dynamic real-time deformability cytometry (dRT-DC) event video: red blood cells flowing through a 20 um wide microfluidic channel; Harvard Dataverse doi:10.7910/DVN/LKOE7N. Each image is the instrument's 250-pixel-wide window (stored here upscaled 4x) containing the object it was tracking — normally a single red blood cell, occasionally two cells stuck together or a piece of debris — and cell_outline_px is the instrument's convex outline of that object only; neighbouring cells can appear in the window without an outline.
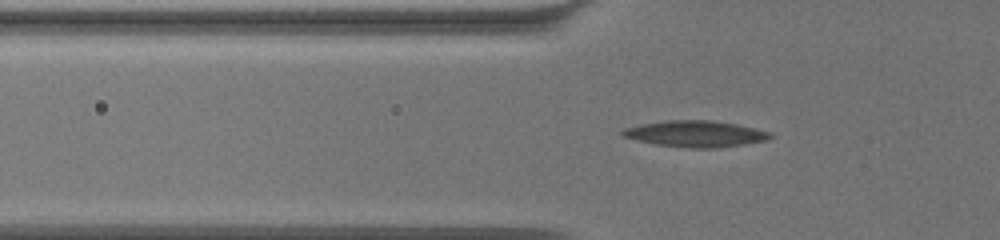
{"species": "common noctule bat (a hibernating species)", "species_latin": "Nyctalus noctula", "temperature_condition": "warm", "stored_images_in_passage": 43, "camera_frame_rate_fps": 3000, "um_per_image_px": 0.085, "animal": {"sex": "female", "body_mass_g": 19.5, "forearm_length_mm": 54.1}, "frame": {"image": 1, "passage_image": 2, "time_ms": 0.333, "image_size_px": [1000, 240], "cell_outline_px": [[772, 136], [768, 140], [744, 144], [716, 148], [688, 148], [656, 144], [636, 140], [624, 136], [620, 132], [624, 128], [640, 124], [664, 120], [712, 120], [736, 124], [768, 132]], "centroid_in_image_um": [59.08, 11.37], "position_along_channel_um": 66.7, "area_um2": 22.48}}
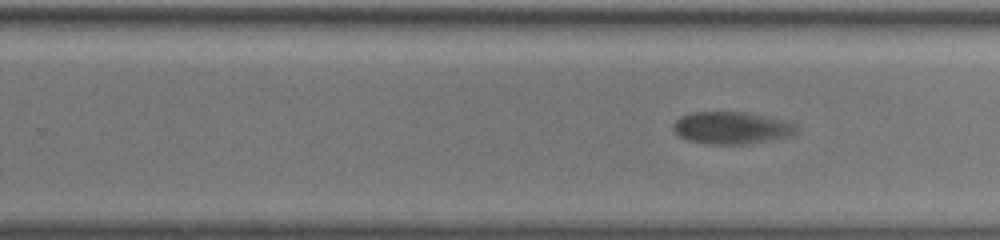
{"frame": {"image": 2, "passage_image": 21, "time_ms": 6.667, "image_size_px": [1000, 240], "cell_outline_px": [[800, 128], [792, 136], [772, 140], [748, 144], [704, 144], [688, 140], [672, 132], [672, 124], [680, 116], [692, 112], [748, 112], [784, 120], [796, 124]], "centroid_in_image_um": [62.19, 10.87], "position_along_channel_um": 267.6, "area_um2": 23.58}}
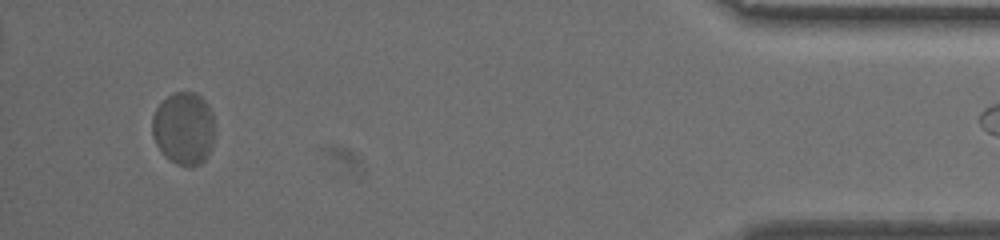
{"frame": {"image": 3, "passage_image": 41, "time_ms": 13.333, "image_size_px": [1000, 240], "cell_outline_px": [[212, 148], [208, 156], [200, 164], [176, 164], [164, 156], [160, 152], [152, 136], [152, 116], [156, 108], [172, 92], [196, 92], [204, 100], [212, 112]], "centroid_in_image_um": [15.58, 10.9], "position_along_channel_um": 419.6, "area_um2": 26.3}}